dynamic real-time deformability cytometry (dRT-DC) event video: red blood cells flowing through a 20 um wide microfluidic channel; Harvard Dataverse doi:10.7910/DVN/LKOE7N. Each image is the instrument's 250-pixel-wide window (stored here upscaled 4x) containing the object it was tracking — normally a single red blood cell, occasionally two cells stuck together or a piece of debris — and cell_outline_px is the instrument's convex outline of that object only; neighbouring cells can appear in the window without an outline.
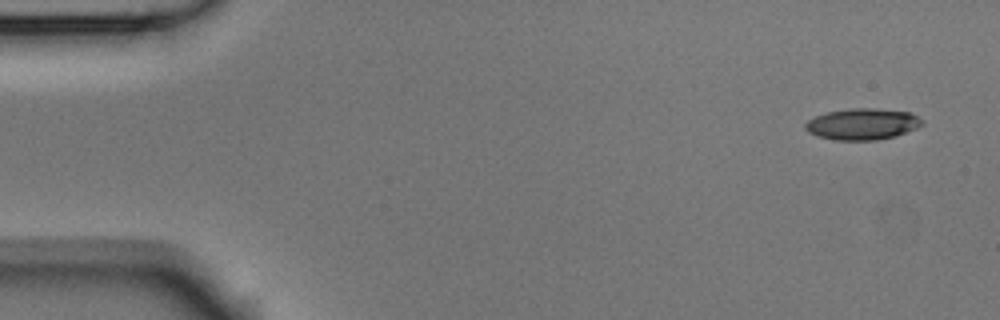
{"species": "Egyptian fruit bat (a non-hibernating species)", "species_latin": "Rousettus aegyptiacus", "temperature_condition": "room temperature", "stored_images_in_passage": 5, "camera_frame_rate_fps": 3000, "um_per_image_px": 0.085, "animal": {"sex": "male"}, "frame": {"image": 1, "passage_image": 1, "time_ms": 0.0, "image_size_px": [1000, 320], "cell_outline_px": [[924, 124], [916, 128], [896, 136], [876, 140], [836, 140], [816, 136], [808, 132], [804, 128], [804, 124], [808, 120], [816, 116], [828, 112], [848, 108], [876, 108], [912, 112], [924, 120]], "centroid_in_image_um": [73.33, 10.54], "position_along_channel_um": 11.7, "area_um2": 21.56}}